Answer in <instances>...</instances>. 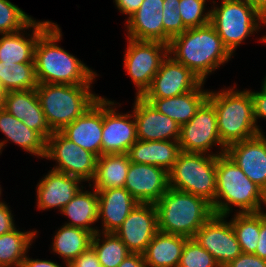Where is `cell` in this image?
<instances>
[{"label":"cell","instance_id":"cell-1","mask_svg":"<svg viewBox=\"0 0 266 267\" xmlns=\"http://www.w3.org/2000/svg\"><path fill=\"white\" fill-rule=\"evenodd\" d=\"M61 28L53 23L38 39L34 65L39 84L91 85L97 73L57 45Z\"/></svg>","mask_w":266,"mask_h":267},{"label":"cell","instance_id":"cell-2","mask_svg":"<svg viewBox=\"0 0 266 267\" xmlns=\"http://www.w3.org/2000/svg\"><path fill=\"white\" fill-rule=\"evenodd\" d=\"M168 55L190 69L204 83L212 71L233 56L210 23L189 28L173 37L168 44Z\"/></svg>","mask_w":266,"mask_h":267},{"label":"cell","instance_id":"cell-3","mask_svg":"<svg viewBox=\"0 0 266 267\" xmlns=\"http://www.w3.org/2000/svg\"><path fill=\"white\" fill-rule=\"evenodd\" d=\"M263 204L266 206V193L226 153L217 155L214 215L227 218L233 206L239 207V214L259 213Z\"/></svg>","mask_w":266,"mask_h":267},{"label":"cell","instance_id":"cell-4","mask_svg":"<svg viewBox=\"0 0 266 267\" xmlns=\"http://www.w3.org/2000/svg\"><path fill=\"white\" fill-rule=\"evenodd\" d=\"M207 100L215 108L218 133L226 148L264 133L255 123L250 90L239 91L232 86L209 91Z\"/></svg>","mask_w":266,"mask_h":267},{"label":"cell","instance_id":"cell-5","mask_svg":"<svg viewBox=\"0 0 266 267\" xmlns=\"http://www.w3.org/2000/svg\"><path fill=\"white\" fill-rule=\"evenodd\" d=\"M158 231L193 238L214 215L205 199L180 190L169 189L155 203Z\"/></svg>","mask_w":266,"mask_h":267},{"label":"cell","instance_id":"cell-6","mask_svg":"<svg viewBox=\"0 0 266 267\" xmlns=\"http://www.w3.org/2000/svg\"><path fill=\"white\" fill-rule=\"evenodd\" d=\"M92 85L38 84V95L45 119L54 131H61L86 112L101 96Z\"/></svg>","mask_w":266,"mask_h":267},{"label":"cell","instance_id":"cell-7","mask_svg":"<svg viewBox=\"0 0 266 267\" xmlns=\"http://www.w3.org/2000/svg\"><path fill=\"white\" fill-rule=\"evenodd\" d=\"M217 155L180 152L169 173V187L214 204Z\"/></svg>","mask_w":266,"mask_h":267},{"label":"cell","instance_id":"cell-8","mask_svg":"<svg viewBox=\"0 0 266 267\" xmlns=\"http://www.w3.org/2000/svg\"><path fill=\"white\" fill-rule=\"evenodd\" d=\"M220 6L210 10V24L233 55L238 46L262 26L266 20L248 3L221 0Z\"/></svg>","mask_w":266,"mask_h":267},{"label":"cell","instance_id":"cell-9","mask_svg":"<svg viewBox=\"0 0 266 267\" xmlns=\"http://www.w3.org/2000/svg\"><path fill=\"white\" fill-rule=\"evenodd\" d=\"M168 56V44L128 38L124 54V68L142 97L150 88L162 61Z\"/></svg>","mask_w":266,"mask_h":267},{"label":"cell","instance_id":"cell-10","mask_svg":"<svg viewBox=\"0 0 266 267\" xmlns=\"http://www.w3.org/2000/svg\"><path fill=\"white\" fill-rule=\"evenodd\" d=\"M46 159L57 163L52 170L77 177L82 182L94 179L97 157L66 138L60 131H54L47 139Z\"/></svg>","mask_w":266,"mask_h":267},{"label":"cell","instance_id":"cell-11","mask_svg":"<svg viewBox=\"0 0 266 267\" xmlns=\"http://www.w3.org/2000/svg\"><path fill=\"white\" fill-rule=\"evenodd\" d=\"M178 143L182 152L225 154L226 147L222 144L218 133L215 108L208 100L187 123L181 125ZM216 144L220 146V152L210 153V149Z\"/></svg>","mask_w":266,"mask_h":267},{"label":"cell","instance_id":"cell-12","mask_svg":"<svg viewBox=\"0 0 266 267\" xmlns=\"http://www.w3.org/2000/svg\"><path fill=\"white\" fill-rule=\"evenodd\" d=\"M193 238L215 258L220 267H225L242 253L231 222H227L225 216L213 215Z\"/></svg>","mask_w":266,"mask_h":267},{"label":"cell","instance_id":"cell-13","mask_svg":"<svg viewBox=\"0 0 266 267\" xmlns=\"http://www.w3.org/2000/svg\"><path fill=\"white\" fill-rule=\"evenodd\" d=\"M158 232L154 203H138L122 225L114 232L131 253L143 254Z\"/></svg>","mask_w":266,"mask_h":267},{"label":"cell","instance_id":"cell-14","mask_svg":"<svg viewBox=\"0 0 266 267\" xmlns=\"http://www.w3.org/2000/svg\"><path fill=\"white\" fill-rule=\"evenodd\" d=\"M202 81L186 66L168 55L161 63L144 99L176 97L194 90Z\"/></svg>","mask_w":266,"mask_h":267},{"label":"cell","instance_id":"cell-15","mask_svg":"<svg viewBox=\"0 0 266 267\" xmlns=\"http://www.w3.org/2000/svg\"><path fill=\"white\" fill-rule=\"evenodd\" d=\"M115 105L116 102L104 98L102 155L127 153L137 141L134 115L118 113Z\"/></svg>","mask_w":266,"mask_h":267},{"label":"cell","instance_id":"cell-16","mask_svg":"<svg viewBox=\"0 0 266 267\" xmlns=\"http://www.w3.org/2000/svg\"><path fill=\"white\" fill-rule=\"evenodd\" d=\"M139 203H156L169 189V173L158 166L130 162L125 186Z\"/></svg>","mask_w":266,"mask_h":267},{"label":"cell","instance_id":"cell-17","mask_svg":"<svg viewBox=\"0 0 266 267\" xmlns=\"http://www.w3.org/2000/svg\"><path fill=\"white\" fill-rule=\"evenodd\" d=\"M133 107L137 140L179 141L181 126L176 121L161 114L142 97H135Z\"/></svg>","mask_w":266,"mask_h":267},{"label":"cell","instance_id":"cell-18","mask_svg":"<svg viewBox=\"0 0 266 267\" xmlns=\"http://www.w3.org/2000/svg\"><path fill=\"white\" fill-rule=\"evenodd\" d=\"M104 120V97H100L86 112L60 132L79 147L102 155V129Z\"/></svg>","mask_w":266,"mask_h":267},{"label":"cell","instance_id":"cell-19","mask_svg":"<svg viewBox=\"0 0 266 267\" xmlns=\"http://www.w3.org/2000/svg\"><path fill=\"white\" fill-rule=\"evenodd\" d=\"M225 153L266 193V137L263 133L231 144Z\"/></svg>","mask_w":266,"mask_h":267},{"label":"cell","instance_id":"cell-20","mask_svg":"<svg viewBox=\"0 0 266 267\" xmlns=\"http://www.w3.org/2000/svg\"><path fill=\"white\" fill-rule=\"evenodd\" d=\"M81 182L77 177L51 169L36 187L38 210L45 211L56 207L61 212L83 187Z\"/></svg>","mask_w":266,"mask_h":267},{"label":"cell","instance_id":"cell-21","mask_svg":"<svg viewBox=\"0 0 266 267\" xmlns=\"http://www.w3.org/2000/svg\"><path fill=\"white\" fill-rule=\"evenodd\" d=\"M3 109L32 130L39 132L46 140L52 135L41 108L36 90L6 92Z\"/></svg>","mask_w":266,"mask_h":267},{"label":"cell","instance_id":"cell-22","mask_svg":"<svg viewBox=\"0 0 266 267\" xmlns=\"http://www.w3.org/2000/svg\"><path fill=\"white\" fill-rule=\"evenodd\" d=\"M49 20H32L24 29L0 37V61L9 63H34L35 46L39 37L53 24ZM32 34L24 36L26 29Z\"/></svg>","mask_w":266,"mask_h":267},{"label":"cell","instance_id":"cell-23","mask_svg":"<svg viewBox=\"0 0 266 267\" xmlns=\"http://www.w3.org/2000/svg\"><path fill=\"white\" fill-rule=\"evenodd\" d=\"M98 193V218L102 232L114 233L139 203L124 187L102 189Z\"/></svg>","mask_w":266,"mask_h":267},{"label":"cell","instance_id":"cell-24","mask_svg":"<svg viewBox=\"0 0 266 267\" xmlns=\"http://www.w3.org/2000/svg\"><path fill=\"white\" fill-rule=\"evenodd\" d=\"M164 0H143L139 9L126 20L127 37L163 43Z\"/></svg>","mask_w":266,"mask_h":267},{"label":"cell","instance_id":"cell-25","mask_svg":"<svg viewBox=\"0 0 266 267\" xmlns=\"http://www.w3.org/2000/svg\"><path fill=\"white\" fill-rule=\"evenodd\" d=\"M0 131L7 139L0 142V153L6 146L5 143L10 140L30 154L45 157L47 140L3 108L0 109Z\"/></svg>","mask_w":266,"mask_h":267},{"label":"cell","instance_id":"cell-26","mask_svg":"<svg viewBox=\"0 0 266 267\" xmlns=\"http://www.w3.org/2000/svg\"><path fill=\"white\" fill-rule=\"evenodd\" d=\"M203 85L204 82H201L194 90L176 97L145 100L181 126L187 123L207 100L209 91L202 89Z\"/></svg>","mask_w":266,"mask_h":267},{"label":"cell","instance_id":"cell-27","mask_svg":"<svg viewBox=\"0 0 266 267\" xmlns=\"http://www.w3.org/2000/svg\"><path fill=\"white\" fill-rule=\"evenodd\" d=\"M178 141L137 140L128 150L130 162L144 163L171 170L180 153Z\"/></svg>","mask_w":266,"mask_h":267},{"label":"cell","instance_id":"cell-28","mask_svg":"<svg viewBox=\"0 0 266 267\" xmlns=\"http://www.w3.org/2000/svg\"><path fill=\"white\" fill-rule=\"evenodd\" d=\"M188 238L158 231L147 245L143 257L148 267H178Z\"/></svg>","mask_w":266,"mask_h":267},{"label":"cell","instance_id":"cell-29","mask_svg":"<svg viewBox=\"0 0 266 267\" xmlns=\"http://www.w3.org/2000/svg\"><path fill=\"white\" fill-rule=\"evenodd\" d=\"M82 187L73 199L63 207L60 212L68 216L70 221L65 225L83 228L93 235L100 231L92 226L99 220L98 218V193L94 188L93 192L85 191Z\"/></svg>","mask_w":266,"mask_h":267},{"label":"cell","instance_id":"cell-30","mask_svg":"<svg viewBox=\"0 0 266 267\" xmlns=\"http://www.w3.org/2000/svg\"><path fill=\"white\" fill-rule=\"evenodd\" d=\"M130 160L127 153L103 154L96 161L93 187L102 189L124 187Z\"/></svg>","mask_w":266,"mask_h":267},{"label":"cell","instance_id":"cell-31","mask_svg":"<svg viewBox=\"0 0 266 267\" xmlns=\"http://www.w3.org/2000/svg\"><path fill=\"white\" fill-rule=\"evenodd\" d=\"M93 234L83 228L63 225L53 237L52 250L68 265L91 246Z\"/></svg>","mask_w":266,"mask_h":267},{"label":"cell","instance_id":"cell-32","mask_svg":"<svg viewBox=\"0 0 266 267\" xmlns=\"http://www.w3.org/2000/svg\"><path fill=\"white\" fill-rule=\"evenodd\" d=\"M36 231L22 232L17 228L0 235V267H20L28 249L37 237Z\"/></svg>","mask_w":266,"mask_h":267},{"label":"cell","instance_id":"cell-33","mask_svg":"<svg viewBox=\"0 0 266 267\" xmlns=\"http://www.w3.org/2000/svg\"><path fill=\"white\" fill-rule=\"evenodd\" d=\"M0 84L6 92L35 90L39 83L34 63L0 61Z\"/></svg>","mask_w":266,"mask_h":267},{"label":"cell","instance_id":"cell-34","mask_svg":"<svg viewBox=\"0 0 266 267\" xmlns=\"http://www.w3.org/2000/svg\"><path fill=\"white\" fill-rule=\"evenodd\" d=\"M91 247L96 252L101 267H118L131 253L115 233L96 232L92 236Z\"/></svg>","mask_w":266,"mask_h":267},{"label":"cell","instance_id":"cell-35","mask_svg":"<svg viewBox=\"0 0 266 267\" xmlns=\"http://www.w3.org/2000/svg\"><path fill=\"white\" fill-rule=\"evenodd\" d=\"M230 222L242 253L254 254L259 240V213H236Z\"/></svg>","mask_w":266,"mask_h":267},{"label":"cell","instance_id":"cell-36","mask_svg":"<svg viewBox=\"0 0 266 267\" xmlns=\"http://www.w3.org/2000/svg\"><path fill=\"white\" fill-rule=\"evenodd\" d=\"M33 18L9 0H0V34L24 29Z\"/></svg>","mask_w":266,"mask_h":267},{"label":"cell","instance_id":"cell-37","mask_svg":"<svg viewBox=\"0 0 266 267\" xmlns=\"http://www.w3.org/2000/svg\"><path fill=\"white\" fill-rule=\"evenodd\" d=\"M178 267H220V265L194 238H188Z\"/></svg>","mask_w":266,"mask_h":267},{"label":"cell","instance_id":"cell-38","mask_svg":"<svg viewBox=\"0 0 266 267\" xmlns=\"http://www.w3.org/2000/svg\"><path fill=\"white\" fill-rule=\"evenodd\" d=\"M207 0H180L179 10L184 26L196 28L210 23L211 12L205 11ZM205 11V13H204Z\"/></svg>","mask_w":266,"mask_h":267},{"label":"cell","instance_id":"cell-39","mask_svg":"<svg viewBox=\"0 0 266 267\" xmlns=\"http://www.w3.org/2000/svg\"><path fill=\"white\" fill-rule=\"evenodd\" d=\"M179 2L180 0H164L163 2L162 21L164 44H169L173 37L187 30L180 16Z\"/></svg>","mask_w":266,"mask_h":267},{"label":"cell","instance_id":"cell-40","mask_svg":"<svg viewBox=\"0 0 266 267\" xmlns=\"http://www.w3.org/2000/svg\"><path fill=\"white\" fill-rule=\"evenodd\" d=\"M250 94L253 101V113L255 123L257 125V119H266V85L263 83L261 91H251Z\"/></svg>","mask_w":266,"mask_h":267},{"label":"cell","instance_id":"cell-41","mask_svg":"<svg viewBox=\"0 0 266 267\" xmlns=\"http://www.w3.org/2000/svg\"><path fill=\"white\" fill-rule=\"evenodd\" d=\"M225 267H266V260L255 254L241 253Z\"/></svg>","mask_w":266,"mask_h":267},{"label":"cell","instance_id":"cell-42","mask_svg":"<svg viewBox=\"0 0 266 267\" xmlns=\"http://www.w3.org/2000/svg\"><path fill=\"white\" fill-rule=\"evenodd\" d=\"M68 267H101V264L96 252L90 246L86 251L75 258Z\"/></svg>","mask_w":266,"mask_h":267},{"label":"cell","instance_id":"cell-43","mask_svg":"<svg viewBox=\"0 0 266 267\" xmlns=\"http://www.w3.org/2000/svg\"><path fill=\"white\" fill-rule=\"evenodd\" d=\"M13 218L6 202H0V235L9 233L16 228Z\"/></svg>","mask_w":266,"mask_h":267},{"label":"cell","instance_id":"cell-44","mask_svg":"<svg viewBox=\"0 0 266 267\" xmlns=\"http://www.w3.org/2000/svg\"><path fill=\"white\" fill-rule=\"evenodd\" d=\"M254 254L266 260V213L264 211L259 212V240Z\"/></svg>","mask_w":266,"mask_h":267},{"label":"cell","instance_id":"cell-45","mask_svg":"<svg viewBox=\"0 0 266 267\" xmlns=\"http://www.w3.org/2000/svg\"><path fill=\"white\" fill-rule=\"evenodd\" d=\"M119 12L129 17L127 20L139 9L143 0H114Z\"/></svg>","mask_w":266,"mask_h":267},{"label":"cell","instance_id":"cell-46","mask_svg":"<svg viewBox=\"0 0 266 267\" xmlns=\"http://www.w3.org/2000/svg\"><path fill=\"white\" fill-rule=\"evenodd\" d=\"M118 267H148L143 254L130 253Z\"/></svg>","mask_w":266,"mask_h":267},{"label":"cell","instance_id":"cell-47","mask_svg":"<svg viewBox=\"0 0 266 267\" xmlns=\"http://www.w3.org/2000/svg\"><path fill=\"white\" fill-rule=\"evenodd\" d=\"M20 267H61L58 263L49 260L40 259H30L26 255L25 259L22 261Z\"/></svg>","mask_w":266,"mask_h":267},{"label":"cell","instance_id":"cell-48","mask_svg":"<svg viewBox=\"0 0 266 267\" xmlns=\"http://www.w3.org/2000/svg\"><path fill=\"white\" fill-rule=\"evenodd\" d=\"M256 11L266 20V0H256Z\"/></svg>","mask_w":266,"mask_h":267},{"label":"cell","instance_id":"cell-49","mask_svg":"<svg viewBox=\"0 0 266 267\" xmlns=\"http://www.w3.org/2000/svg\"><path fill=\"white\" fill-rule=\"evenodd\" d=\"M5 95H6V91L3 89L2 85L0 84V109L3 108Z\"/></svg>","mask_w":266,"mask_h":267},{"label":"cell","instance_id":"cell-50","mask_svg":"<svg viewBox=\"0 0 266 267\" xmlns=\"http://www.w3.org/2000/svg\"><path fill=\"white\" fill-rule=\"evenodd\" d=\"M234 1H239V2L251 4L256 9V0H234Z\"/></svg>","mask_w":266,"mask_h":267},{"label":"cell","instance_id":"cell-51","mask_svg":"<svg viewBox=\"0 0 266 267\" xmlns=\"http://www.w3.org/2000/svg\"><path fill=\"white\" fill-rule=\"evenodd\" d=\"M259 40H260V41H263V42H265V43H266V35H265V36H263V37H261Z\"/></svg>","mask_w":266,"mask_h":267},{"label":"cell","instance_id":"cell-52","mask_svg":"<svg viewBox=\"0 0 266 267\" xmlns=\"http://www.w3.org/2000/svg\"><path fill=\"white\" fill-rule=\"evenodd\" d=\"M262 83H264L266 85V76L264 78V81H262Z\"/></svg>","mask_w":266,"mask_h":267},{"label":"cell","instance_id":"cell-53","mask_svg":"<svg viewBox=\"0 0 266 267\" xmlns=\"http://www.w3.org/2000/svg\"><path fill=\"white\" fill-rule=\"evenodd\" d=\"M1 192H2V191H1V186H0V197H1V194H2ZM0 199H1V198H0ZM0 202H2V201H0Z\"/></svg>","mask_w":266,"mask_h":267}]
</instances>
